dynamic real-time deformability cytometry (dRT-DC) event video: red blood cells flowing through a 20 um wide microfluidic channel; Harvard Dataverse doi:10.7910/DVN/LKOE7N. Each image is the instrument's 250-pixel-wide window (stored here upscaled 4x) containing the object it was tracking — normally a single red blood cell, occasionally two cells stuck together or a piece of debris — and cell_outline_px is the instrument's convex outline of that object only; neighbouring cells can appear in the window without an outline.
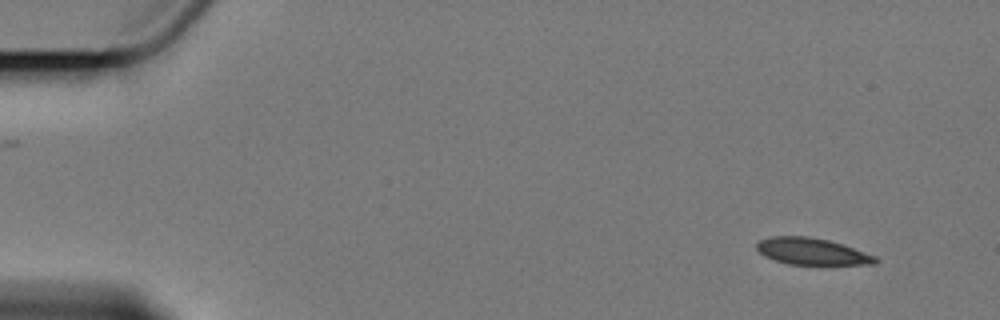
{"species": "Egyptian fruit bat (a non-hibernating species)", "species_latin": "Rousettus aegyptiacus", "temperature_condition": "cold", "stored_images_in_passage": 4, "camera_frame_rate_fps": 3000, "um_per_image_px": 0.085, "animal": {"sex": "female"}, "frame": {"image": 1, "passage_image": 1, "time_ms": 0.0, "image_size_px": [1000, 320], "cell_outline_px": [[880, 260], [876, 264], [788, 264], [764, 256], [756, 248], [756, 244], [760, 240], [768, 236], [808, 236], [828, 240], [844, 244], [876, 256]], "centroid_in_image_um": [69.03, 21.36], "position_along_channel_um": 16.0, "area_um2": 18.5}}
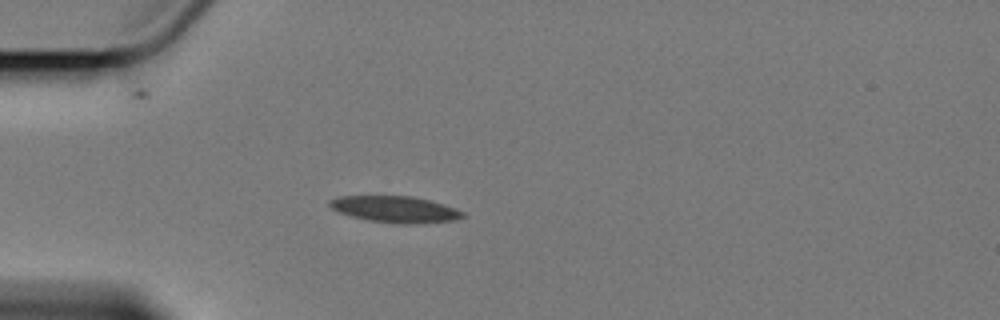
{"frame": {"image": 2, "passage_image": 4, "time_ms": 4.0, "image_size_px": [1000, 320], "cell_outline_px": [[464, 216], [452, 220], [412, 224], [404, 224], [368, 220], [352, 216], [340, 212], [332, 208], [328, 204], [328, 200], [336, 196], [412, 196], [444, 204], [456, 208], [464, 212]], "centroid_in_image_um": [33.57, 17.78], "position_along_channel_um": 51.4, "area_um2": 20.29}}